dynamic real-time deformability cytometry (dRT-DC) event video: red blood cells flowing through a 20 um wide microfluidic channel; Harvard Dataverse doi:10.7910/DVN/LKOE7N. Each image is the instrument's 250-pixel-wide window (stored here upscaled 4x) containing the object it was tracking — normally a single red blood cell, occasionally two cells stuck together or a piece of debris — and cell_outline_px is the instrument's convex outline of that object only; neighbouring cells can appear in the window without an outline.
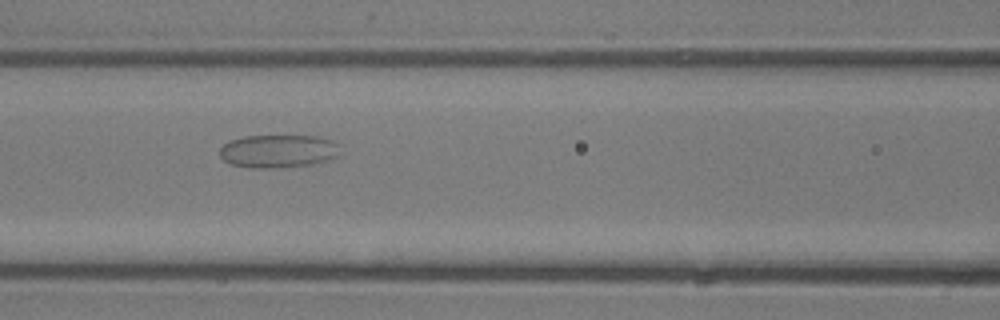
{"species": "common noctule bat (a hibernating species)", "species_latin": "Nyctalus noctula", "temperature_condition": "room temperature", "stored_images_in_passage": 49, "camera_frame_rate_fps": 3000, "um_per_image_px": 0.085, "animal": {"sex": "male", "body_mass_g": 13.3}, "frame": {"image": 1, "passage_image": 21, "time_ms": 6.667, "image_size_px": [1000, 320], "cell_outline_px": [[340, 156], [332, 160], [312, 164], [276, 168], [248, 168], [228, 164], [220, 156], [220, 148], [228, 140], [244, 136], [316, 136], [332, 140], [340, 144]], "centroid_in_image_um": [23.68, 12.86], "position_along_channel_um": 142.9, "area_um2": 23.76}}
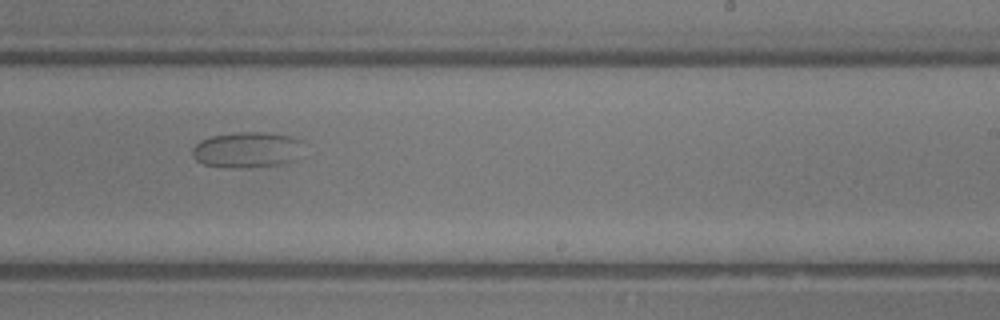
{"frame": {"image": 2, "passage_image": 30, "time_ms": 9.667, "image_size_px": [1000, 320], "cell_outline_px": [[300, 140], [292, 160], [276, 164], [248, 168], [228, 168], [204, 164], [196, 160], [192, 156], [192, 148], [200, 140], [212, 136], [240, 132], [268, 132], [292, 136]], "centroid_in_image_um": [20.87, 12.73], "position_along_channel_um": 268.1, "area_um2": 22.66}}
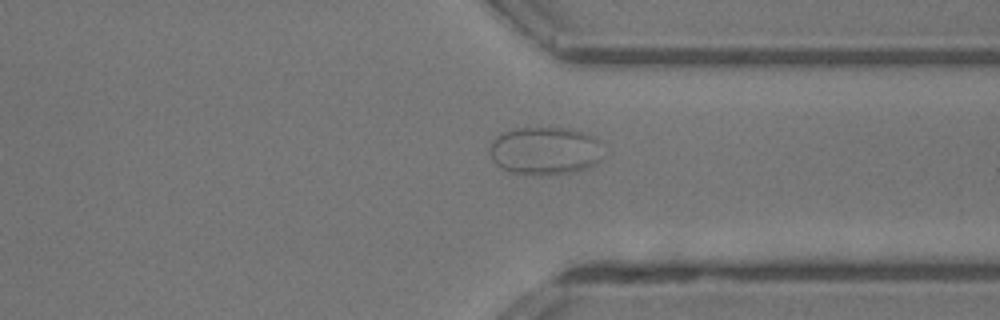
{"frame": {"image": 3, "passage_image": 37, "time_ms": 12.0, "image_size_px": [1000, 320], "cell_outline_px": [[600, 160], [596, 164], [588, 168], [572, 172], [508, 172], [500, 168], [492, 160], [492, 140], [500, 132], [520, 128], [568, 128], [584, 132], [596, 136], [600, 140]], "centroid_in_image_um": [46.35, 12.77], "position_along_channel_um": 365.1, "area_um2": 31.1}}